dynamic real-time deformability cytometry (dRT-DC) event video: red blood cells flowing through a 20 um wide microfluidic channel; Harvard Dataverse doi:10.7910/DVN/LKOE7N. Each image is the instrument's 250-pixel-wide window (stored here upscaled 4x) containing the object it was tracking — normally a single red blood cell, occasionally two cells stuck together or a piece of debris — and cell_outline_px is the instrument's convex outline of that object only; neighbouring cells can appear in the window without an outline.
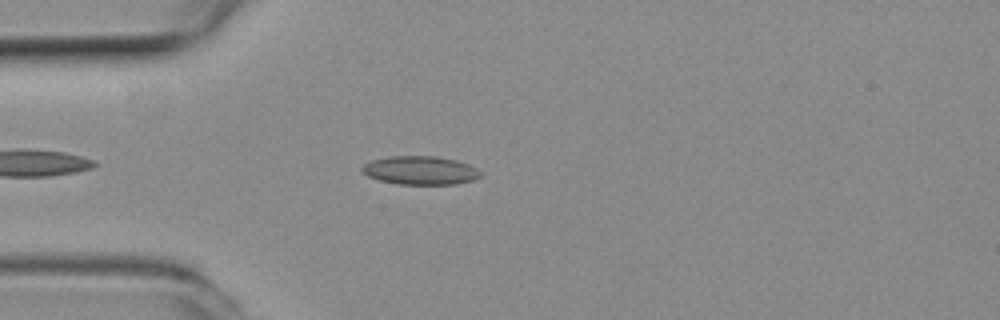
{"species": "common noctule bat (a hibernating species)", "species_latin": "Nyctalus noctula", "temperature_condition": "room temperature", "stored_images_in_passage": 47, "camera_frame_rate_fps": 3000, "um_per_image_px": 0.085, "animal": {"sex": "female", "body_mass_g": 19.3, "forearm_length_mm": 54.1}, "frame": {"image": 1, "passage_image": 7, "time_ms": 2.0, "image_size_px": [1000, 320], "cell_outline_px": [[480, 176], [472, 180], [456, 184], [396, 184], [380, 180], [368, 176], [360, 168], [364, 164], [372, 160], [388, 156], [436, 156], [456, 160], [468, 164], [476, 168], [480, 172]], "centroid_in_image_um": [35.71, 14.48], "position_along_channel_um": 49.3, "area_um2": 19.59}}
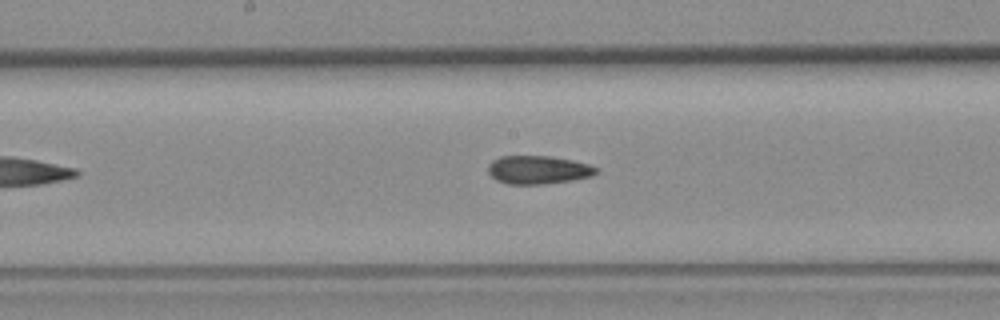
{"frame": {"image": 2, "passage_image": 20, "time_ms": 6.333, "image_size_px": [1000, 320], "cell_outline_px": [[600, 172], [592, 176], [572, 180], [544, 184], [508, 184], [496, 180], [488, 172], [488, 164], [492, 160], [500, 156], [552, 156], [572, 160], [588, 164], [600, 168]], "centroid_in_image_um": [45.77, 14.43], "position_along_channel_um": 202.4, "area_um2": 18.03}}
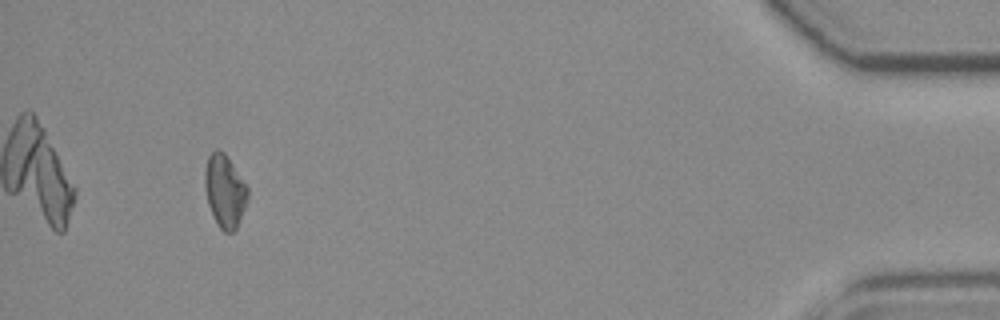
{"frame": {"image": 3, "passage_image": 43, "time_ms": 14.0, "image_size_px": [1000, 320], "cell_outline_px": [[248, 200], [236, 228], [232, 232], [224, 232], [220, 228], [208, 204], [204, 188], [204, 172], [208, 156], [216, 148], [224, 152], [248, 188]], "centroid_in_image_um": [19.09, 16.22], "position_along_channel_um": 416.1, "area_um2": 17.98}, "authors_computed_cell_mechanics": {"area_um2": 18.0336, "velocity_mm_per_s": 3.7752, "shape_relaxation_time_tau1_ms": 11.3071, "shape_relaxation_time_tau2_ms": 2.4448, "deformation_change_tau1": 0.1765, "deformation_change_tau2": 0.0966}}